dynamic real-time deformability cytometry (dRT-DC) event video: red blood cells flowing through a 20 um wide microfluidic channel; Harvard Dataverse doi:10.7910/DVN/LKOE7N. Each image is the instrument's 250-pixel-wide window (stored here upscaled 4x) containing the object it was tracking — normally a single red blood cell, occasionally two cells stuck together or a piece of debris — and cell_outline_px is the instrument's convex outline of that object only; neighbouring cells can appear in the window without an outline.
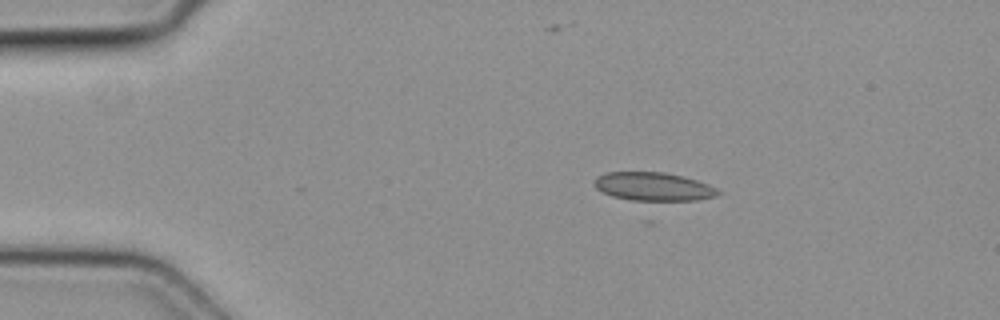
{"species": "common noctule bat (a hibernating species)", "species_latin": "Nyctalus noctula", "temperature_condition": "cold", "stored_images_in_passage": 34, "camera_frame_rate_fps": 3000, "um_per_image_px": 0.085, "animal": {"sex": "female", "body_mass_g": 19.3, "forearm_length_mm": 54.1}, "frame": {"image": 1, "passage_image": 1, "time_ms": 0.0, "image_size_px": [1000, 320], "cell_outline_px": [[720, 192], [716, 196], [696, 200], [652, 204], [644, 204], [612, 196], [596, 188], [592, 184], [596, 176], [604, 172], [664, 172], [696, 180], [708, 184], [716, 188]], "centroid_in_image_um": [55.5, 15.92], "position_along_channel_um": 29.5, "area_um2": 21.5}}
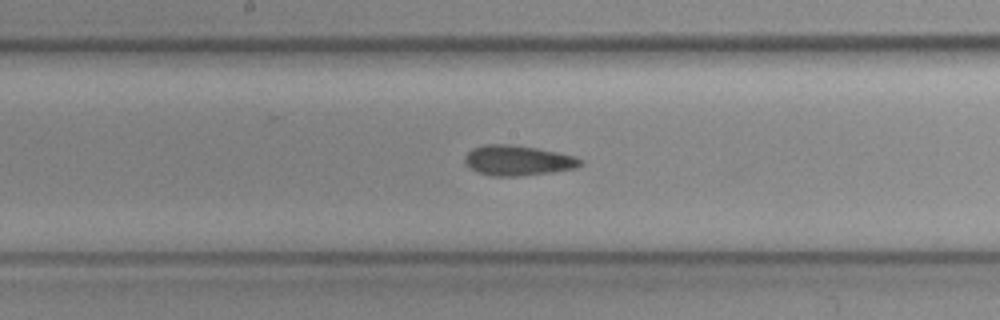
{"frame": {"image": 2, "passage_image": 18, "time_ms": 5.667, "image_size_px": [1000, 320], "cell_outline_px": [[584, 164], [576, 168], [552, 172], [516, 176], [492, 176], [480, 172], [464, 164], [464, 156], [472, 148], [484, 144], [508, 144], [536, 148], [556, 152], [572, 156], [580, 160]], "centroid_in_image_um": [43.98, 13.63], "position_along_channel_um": 204.2, "area_um2": 20.11}}
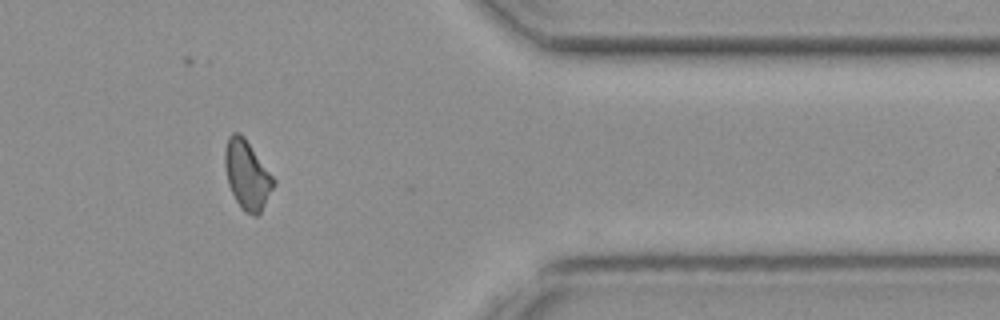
{"frame": {"image": 3, "passage_image": 33, "time_ms": 10.667, "image_size_px": [1000, 320], "cell_outline_px": [[276, 184], [260, 212], [256, 216], [252, 216], [244, 212], [240, 208], [228, 184], [224, 164], [224, 152], [228, 136], [232, 132], [240, 132], [244, 136], [276, 180]], "centroid_in_image_um": [21.0, 14.86], "position_along_channel_um": 390.4, "area_um2": 19.71}}